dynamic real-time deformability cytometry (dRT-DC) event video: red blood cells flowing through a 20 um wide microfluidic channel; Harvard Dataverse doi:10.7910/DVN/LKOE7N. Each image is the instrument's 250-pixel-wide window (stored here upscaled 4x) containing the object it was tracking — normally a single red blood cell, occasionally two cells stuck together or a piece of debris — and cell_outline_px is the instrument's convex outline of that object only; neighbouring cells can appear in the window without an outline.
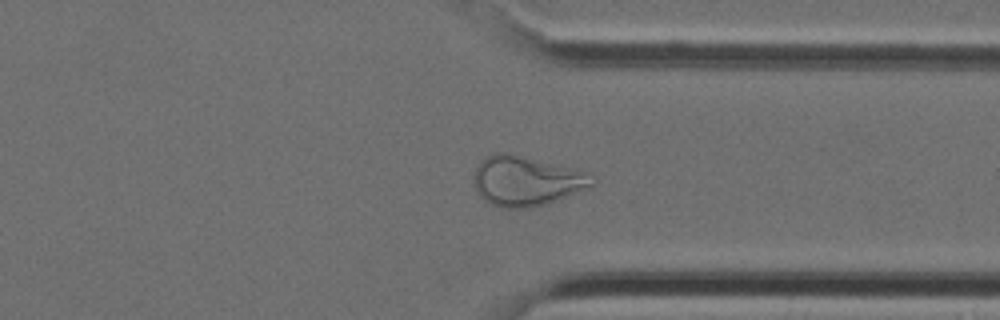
{"species": "Egyptian fruit bat (a non-hibernating species)", "species_latin": "Rousettus aegyptiacus", "temperature_condition": "cold", "stored_images_in_passage": 38, "camera_frame_rate_fps": 3000, "um_per_image_px": 0.085, "animal": {"sex": "female"}, "frame": {"image": 1, "passage_image": 30, "time_ms": 9.667, "image_size_px": [1000, 320], "cell_outline_px": [[596, 180], [592, 184], [564, 196], [544, 204], [532, 208], [500, 208], [484, 200], [476, 192], [476, 168], [480, 160], [492, 152], [508, 152], [572, 168], [596, 176]], "centroid_in_image_um": [44.68, 15.36], "position_along_channel_um": 366.7, "area_um2": 33.81}}
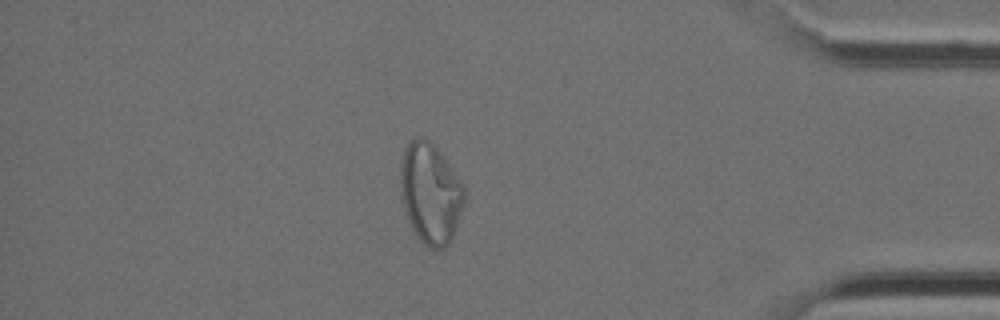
{"frame": {"image": 2, "passage_image": 34, "time_ms": 11.0, "image_size_px": [1000, 320], "cell_outline_px": [[464, 204], [456, 228], [448, 244], [444, 248], [428, 248], [412, 232], [400, 196], [400, 164], [404, 148], [416, 136], [420, 136], [428, 140], [440, 152], [460, 180], [464, 188]], "centroid_in_image_um": [36.55, 16.44], "position_along_channel_um": 398.6, "area_um2": 37.51}}